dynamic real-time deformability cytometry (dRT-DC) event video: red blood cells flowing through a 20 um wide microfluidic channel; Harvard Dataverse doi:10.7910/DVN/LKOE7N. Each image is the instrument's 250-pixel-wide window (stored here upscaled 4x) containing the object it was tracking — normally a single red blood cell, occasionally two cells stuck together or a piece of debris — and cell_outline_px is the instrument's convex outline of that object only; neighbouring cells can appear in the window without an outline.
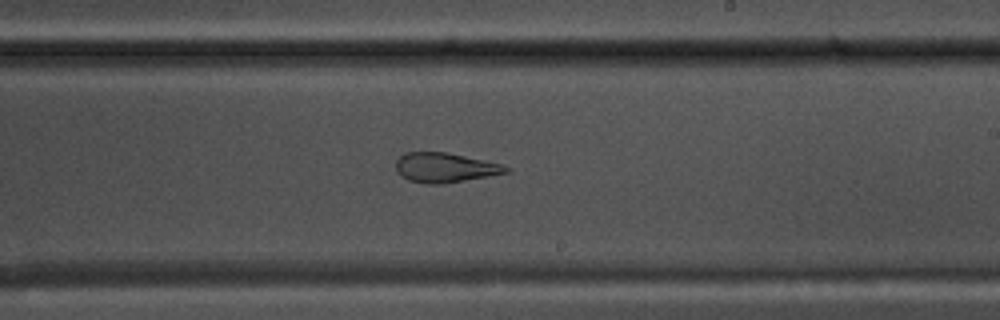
{"species": "common noctule bat (a hibernating species)", "species_latin": "Nyctalus noctula", "temperature_condition": "warm", "stored_images_in_passage": 55, "camera_frame_rate_fps": 3000, "um_per_image_px": 0.085, "animal": {"sex": "male", "body_mass_g": 17.5, "forearm_length_mm": 52.3}, "frame": {"image": 1, "passage_image": 32, "time_ms": 10.333, "image_size_px": [1000, 320], "cell_outline_px": [[508, 172], [444, 184], [428, 184], [408, 180], [400, 176], [396, 172], [396, 160], [404, 152], [444, 152], [504, 164], [508, 168]], "centroid_in_image_um": [37.77, 14.25], "position_along_channel_um": 251.2, "area_um2": 18.96}}
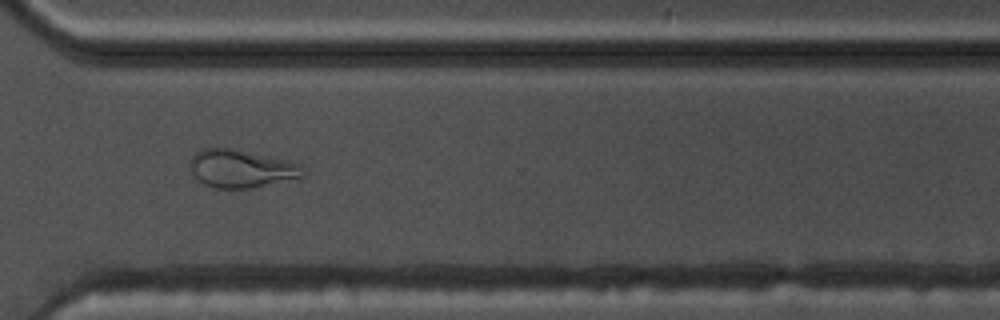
{"frame": {"image": 2, "passage_image": 40, "time_ms": 13.0, "image_size_px": [1000, 320], "cell_outline_px": [[304, 176], [252, 188], [216, 188], [204, 184], [192, 172], [192, 156], [200, 148], [232, 148], [288, 160], [300, 164]], "centroid_in_image_um": [20.51, 14.32], "position_along_channel_um": 350.1, "area_um2": 24.57}, "authors_computed_cell_mechanics": {"area_um2": 24.7962, "velocity_mm_per_s": 3.7066, "shape_relaxation_time_tau1_ms": null, "shape_relaxation_time_tau2_ms": 1.938, "deformation_change_tau1": null, "deformation_change_tau2": 0.1031}}